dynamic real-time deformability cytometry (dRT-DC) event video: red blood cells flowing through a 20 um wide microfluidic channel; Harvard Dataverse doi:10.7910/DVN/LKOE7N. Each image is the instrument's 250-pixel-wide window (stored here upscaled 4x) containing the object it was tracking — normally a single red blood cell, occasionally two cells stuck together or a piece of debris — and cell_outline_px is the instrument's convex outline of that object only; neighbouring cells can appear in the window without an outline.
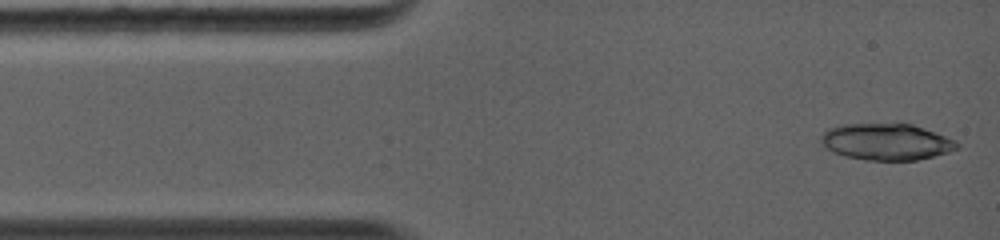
{"species": "common noctule bat (a hibernating species)", "species_latin": "Nyctalus noctula", "temperature_condition": "warm", "stored_images_in_passage": 3, "camera_frame_rate_fps": 5000, "um_per_image_px": 0.085, "animal": {"sex": "female", "body_mass_g": 19.0, "forearm_length_mm": 56.7}, "frame": {"image": 1, "passage_image": 1, "time_ms": 0.0, "image_size_px": [1000, 240], "cell_outline_px": [[960, 148], [948, 152], [916, 160], [868, 160], [848, 156], [832, 152], [824, 148], [820, 144], [820, 136], [828, 128], [840, 124], [912, 124], [936, 132], [956, 140], [960, 144]], "centroid_in_image_um": [75.33, 12.05], "position_along_channel_um": 9.7, "area_um2": 29.07}}